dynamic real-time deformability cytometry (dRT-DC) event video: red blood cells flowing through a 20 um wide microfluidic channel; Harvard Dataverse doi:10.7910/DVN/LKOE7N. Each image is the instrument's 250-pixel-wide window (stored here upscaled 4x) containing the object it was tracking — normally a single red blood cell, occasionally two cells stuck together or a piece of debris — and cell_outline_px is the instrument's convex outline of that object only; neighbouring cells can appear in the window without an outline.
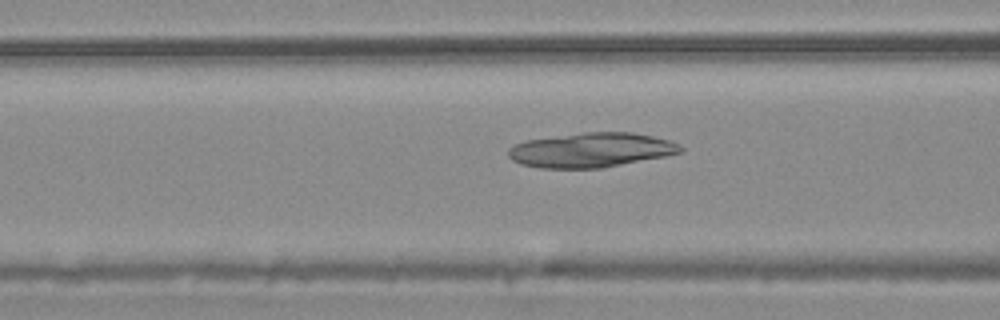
{"species": "common noctule bat (a hibernating species)", "species_latin": "Nyctalus noctula", "temperature_condition": "warm", "stored_images_in_passage": 43, "camera_frame_rate_fps": 3000, "um_per_image_px": 0.085, "animal": {"sex": "male", "body_mass_g": 20.4}, "frame": {"image": 1, "passage_image": 11, "time_ms": 3.333, "image_size_px": [1000, 320], "cell_outline_px": [[684, 152], [604, 168], [540, 168], [520, 164], [512, 160], [508, 156], [508, 148], [516, 144], [528, 140], [584, 132], [632, 132], [652, 136], [668, 140], [680, 144], [684, 148]], "centroid_in_image_um": [50.27, 12.76], "position_along_channel_um": 116.3, "area_um2": 34.68}}
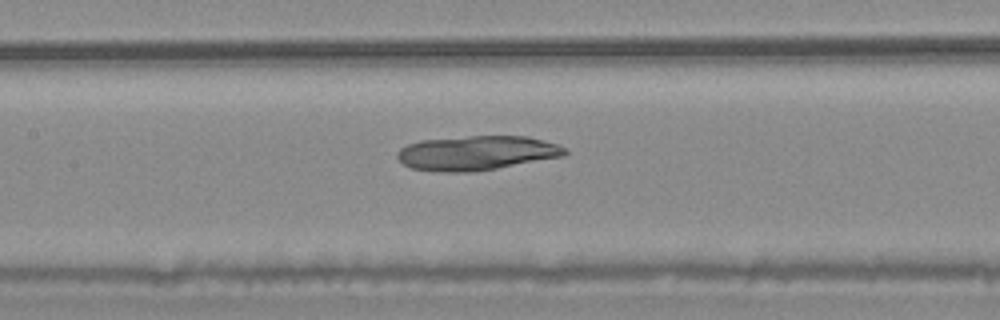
{"frame": {"image": 2, "passage_image": 15, "time_ms": 4.667, "image_size_px": [1000, 320], "cell_outline_px": [[568, 152], [564, 156], [496, 168], [468, 172], [436, 172], [412, 168], [404, 164], [396, 156], [396, 152], [400, 148], [408, 144], [420, 140], [468, 136], [528, 136], [556, 144], [568, 148]], "centroid_in_image_um": [40.5, 13.0], "position_along_channel_um": 166.9, "area_um2": 33.64}}
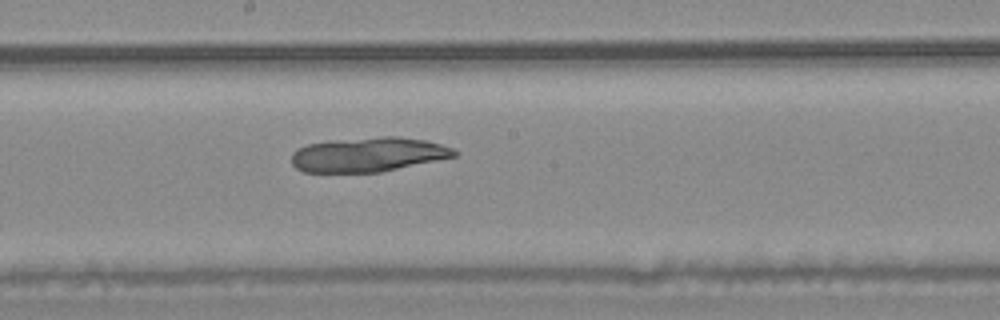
{"frame": {"image": 3, "passage_image": 19, "time_ms": 6.0, "image_size_px": [1000, 320], "cell_outline_px": [[456, 156], [380, 172], [304, 172], [296, 168], [292, 164], [292, 152], [296, 148], [308, 144], [332, 140], [384, 136], [400, 136], [424, 140], [440, 144], [452, 148], [456, 152]], "centroid_in_image_um": [31.25, 13.13], "position_along_channel_um": 216.9, "area_um2": 32.6}}